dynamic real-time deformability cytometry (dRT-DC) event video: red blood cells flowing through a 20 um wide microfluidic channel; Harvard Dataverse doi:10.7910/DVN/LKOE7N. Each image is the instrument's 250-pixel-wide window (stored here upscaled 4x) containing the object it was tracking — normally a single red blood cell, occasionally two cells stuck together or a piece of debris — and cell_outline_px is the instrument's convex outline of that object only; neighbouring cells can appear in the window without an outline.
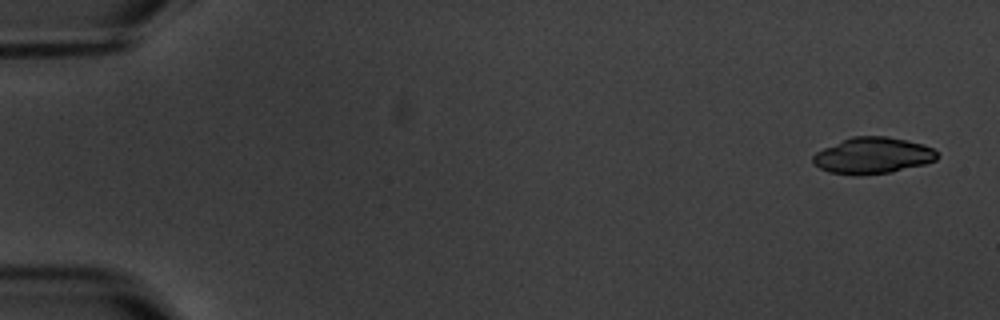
{"species": "common noctule bat (a hibernating species)", "species_latin": "Nyctalus noctula", "temperature_condition": "warm", "stored_images_in_passage": 8, "camera_frame_rate_fps": 3000, "um_per_image_px": 0.085, "animal": {"sex": "male", "body_mass_g": 20.1, "forearm_length_mm": 53.5}, "frame": {"image": 1, "passage_image": 1, "time_ms": 0.0, "image_size_px": [1000, 320], "cell_outline_px": [[940, 156], [936, 160], [924, 164], [892, 172], [860, 176], [828, 172], [820, 168], [812, 160], [812, 156], [816, 152], [824, 148], [852, 136], [888, 136], [924, 144], [932, 148]], "centroid_in_image_um": [74.2, 13.23], "position_along_channel_um": 10.8, "area_um2": 26.36}}
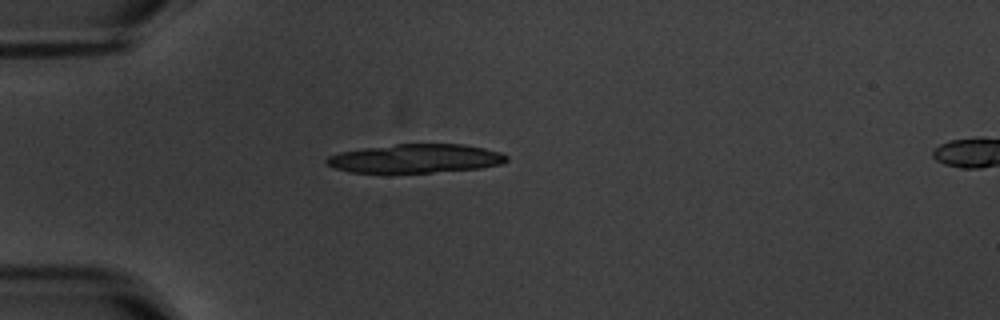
{"frame": {"image": 2, "passage_image": 5, "time_ms": 4.667, "image_size_px": [1000, 320], "cell_outline_px": [[508, 160], [500, 164], [480, 168], [432, 172], [348, 172], [324, 164], [324, 160], [328, 156], [340, 152], [364, 148], [396, 144], [464, 144], [484, 148], [500, 152], [508, 156]], "centroid_in_image_um": [35.31, 13.47], "position_along_channel_um": 49.7, "area_um2": 30.06}}